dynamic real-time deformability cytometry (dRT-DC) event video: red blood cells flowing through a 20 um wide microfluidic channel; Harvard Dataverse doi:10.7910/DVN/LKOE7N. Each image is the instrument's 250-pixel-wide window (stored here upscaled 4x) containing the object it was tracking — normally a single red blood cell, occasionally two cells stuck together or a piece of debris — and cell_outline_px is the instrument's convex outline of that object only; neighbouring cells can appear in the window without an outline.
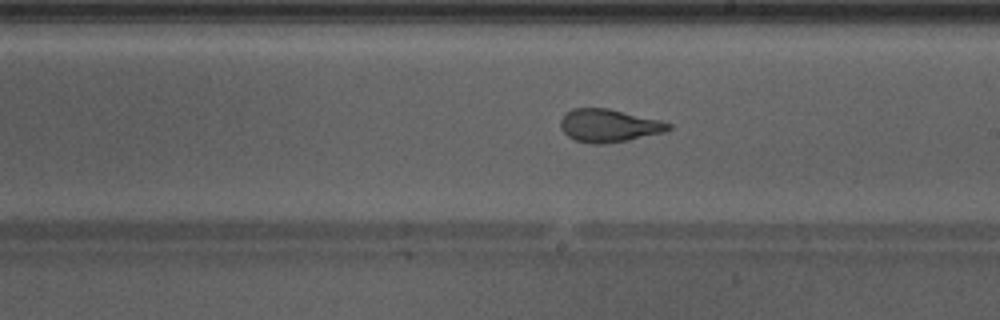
{"species": "Egyptian fruit bat (a non-hibernating species)", "species_latin": "Rousettus aegyptiacus", "temperature_condition": "warm", "stored_images_in_passage": 48, "camera_frame_rate_fps": 3000, "um_per_image_px": 0.085, "animal": {"sex": "male"}, "frame": {"image": 1, "passage_image": 28, "time_ms": 9.0, "image_size_px": [1000, 320], "cell_outline_px": [[672, 128], [664, 132], [628, 140], [600, 144], [592, 144], [576, 140], [568, 136], [560, 128], [560, 120], [572, 108], [608, 108], [660, 120], [672, 124]], "centroid_in_image_um": [51.76, 10.67], "position_along_channel_um": 237.2, "area_um2": 20.58}, "authors_computed_cell_mechanics": {"area_um2": 22.6287, "velocity_mm_per_s": 4.2959, "shape_relaxation_time_tau1_ms": 9.2824, "shape_relaxation_time_tau2_ms": 1.0996, "deformation_change_tau1": 0.2887, "deformation_change_tau2": 0.0776}}